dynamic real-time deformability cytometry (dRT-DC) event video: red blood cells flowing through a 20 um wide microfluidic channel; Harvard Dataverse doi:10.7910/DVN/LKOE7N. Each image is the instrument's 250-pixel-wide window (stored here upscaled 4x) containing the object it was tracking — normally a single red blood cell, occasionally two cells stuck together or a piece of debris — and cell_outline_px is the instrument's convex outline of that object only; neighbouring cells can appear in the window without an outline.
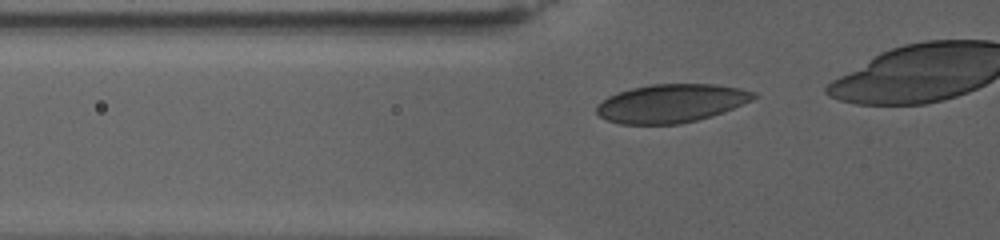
{"species": "human", "species_latin": "Homo sapiens", "temperature_condition": "warm", "stored_images_in_passage": 48, "camera_frame_rate_fps": 3000, "um_per_image_px": 0.085, "donor": {"sex": "female"}, "frame": {"image": 1, "passage_image": 9, "time_ms": 2.667, "image_size_px": [1000, 240], "cell_outline_px": [[760, 96], [752, 100], [712, 116], [696, 120], [676, 124], [620, 124], [608, 120], [600, 116], [596, 112], [596, 104], [608, 96], [616, 92], [632, 88], [652, 84], [716, 84], [740, 88], [756, 92]], "centroid_in_image_um": [57.05, 8.77], "position_along_channel_um": 68.8, "area_um2": 35.2}}
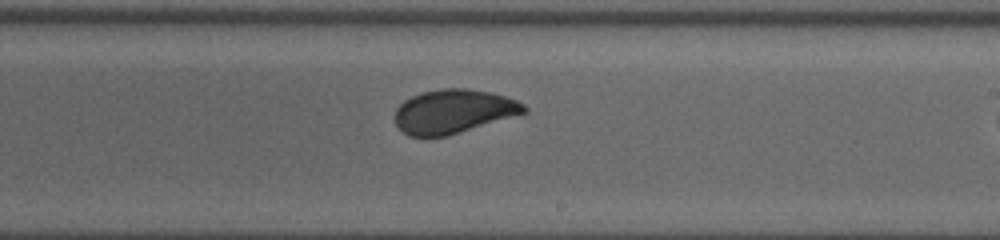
{"frame": {"image": 2, "passage_image": 29, "time_ms": 9.333, "image_size_px": [1000, 240], "cell_outline_px": [[528, 112], [448, 136], [408, 136], [396, 124], [396, 108], [404, 100], [420, 92], [444, 88], [468, 88], [492, 92], [516, 100], [524, 104], [528, 108]], "centroid_in_image_um": [38.57, 9.46], "position_along_channel_um": 250.4, "area_um2": 33.06}}
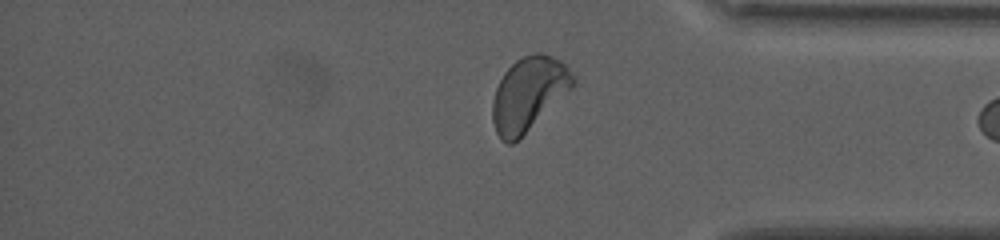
{"frame": {"image": 3, "passage_image": 45, "time_ms": 14.667, "image_size_px": [1000, 240], "cell_outline_px": [[576, 80], [572, 88], [512, 144], [508, 144], [500, 140], [496, 132], [492, 120], [492, 100], [496, 88], [504, 72], [516, 60], [524, 56], [536, 52], [540, 52], [552, 56], [560, 60], [568, 68]], "centroid_in_image_um": [44.9, 7.96], "position_along_channel_um": 390.3, "area_um2": 34.04}}